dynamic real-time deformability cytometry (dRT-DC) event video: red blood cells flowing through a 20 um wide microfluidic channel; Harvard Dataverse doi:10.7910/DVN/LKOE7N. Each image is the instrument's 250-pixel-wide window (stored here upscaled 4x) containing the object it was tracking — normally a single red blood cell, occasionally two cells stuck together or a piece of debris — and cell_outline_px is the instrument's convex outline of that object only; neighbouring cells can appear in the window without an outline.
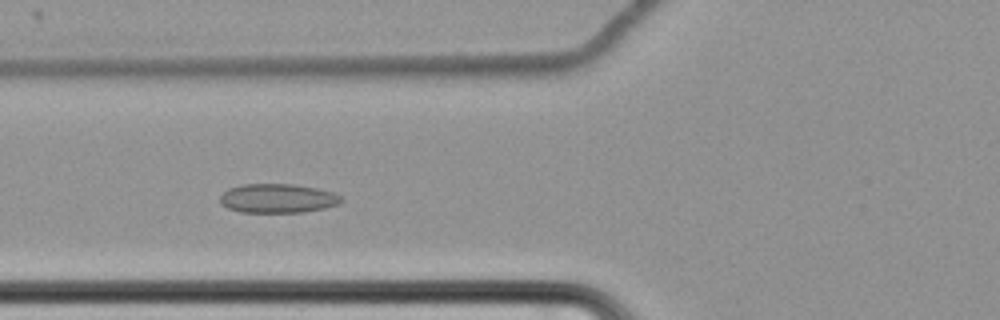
{"species": "common noctule bat (a hibernating species)", "species_latin": "Nyctalus noctula", "temperature_condition": "cold", "stored_images_in_passage": 47, "camera_frame_rate_fps": 3000, "um_per_image_px": 0.085, "animal": {"sex": "female", "body_mass_g": 22.7, "forearm_length_mm": 54.2}, "frame": {"image": 1, "passage_image": 10, "time_ms": 3.0, "image_size_px": [1000, 320], "cell_outline_px": [[344, 200], [340, 204], [324, 208], [304, 212], [240, 212], [228, 208], [220, 204], [220, 196], [228, 188], [240, 184], [292, 184], [316, 188], [332, 192], [340, 196]], "centroid_in_image_um": [23.59, 16.86], "position_along_channel_um": 102.2, "area_um2": 20.63}}
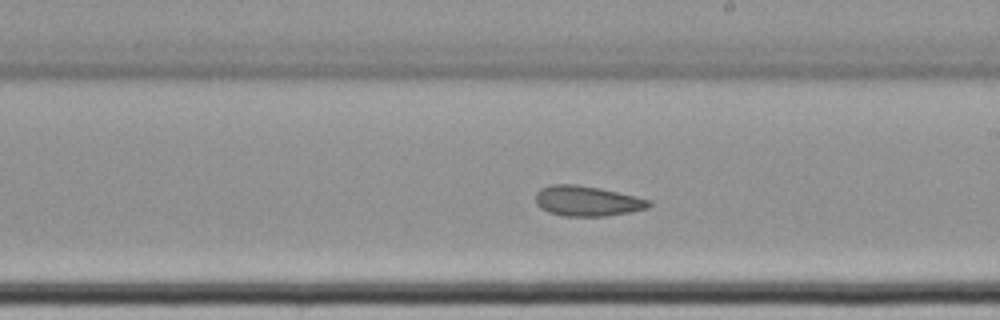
{"frame": {"image": 2, "passage_image": 22, "time_ms": 7.0, "image_size_px": [1000, 320], "cell_outline_px": [[652, 204], [648, 208], [632, 212], [604, 216], [564, 216], [548, 212], [540, 208], [536, 204], [536, 192], [540, 188], [552, 184], [576, 184], [600, 188], [636, 196], [652, 200]], "centroid_in_image_um": [49.92, 17.08], "position_along_channel_um": 239.1, "area_um2": 20.17}}
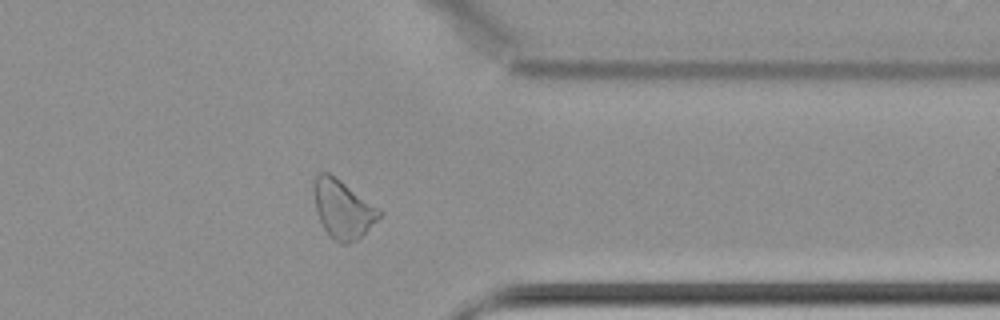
{"frame": {"image": 3, "passage_image": 35, "time_ms": 11.333, "image_size_px": [1000, 320], "cell_outline_px": [[384, 212], [356, 240], [348, 244], [340, 244], [324, 228], [316, 212], [312, 188], [316, 176], [320, 172], [328, 172], [340, 180], [380, 208]], "centroid_in_image_um": [29.12, 17.74], "position_along_channel_um": 382.3, "area_um2": 21.96}, "authors_computed_cell_mechanics": {"area_um2": 20.8658, "velocity_mm_per_s": 3.4273, "shape_relaxation_time_tau1_ms": null, "shape_relaxation_time_tau2_ms": 2.6642, "deformation_change_tau1": null, "deformation_change_tau2": 0.0854}}